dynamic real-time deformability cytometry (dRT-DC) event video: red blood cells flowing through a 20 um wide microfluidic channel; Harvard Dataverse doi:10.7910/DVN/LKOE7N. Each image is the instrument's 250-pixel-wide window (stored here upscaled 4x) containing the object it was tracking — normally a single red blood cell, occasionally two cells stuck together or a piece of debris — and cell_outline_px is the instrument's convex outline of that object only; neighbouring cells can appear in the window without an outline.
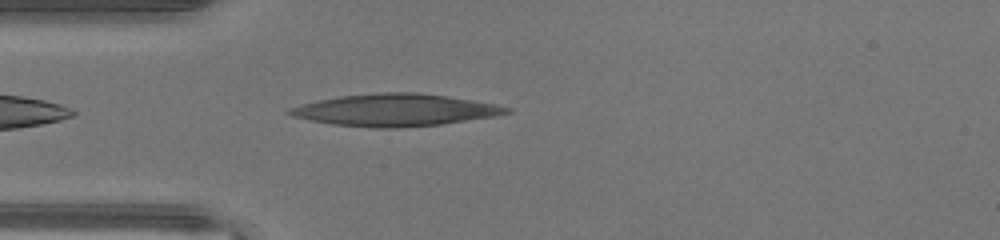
{"species": "human", "species_latin": "Homo sapiens", "temperature_condition": "warm", "stored_images_in_passage": 34, "camera_frame_rate_fps": 3000, "um_per_image_px": 0.085, "donor": {"sex": "male"}, "frame": {"image": 1, "passage_image": 1, "time_ms": 0.0, "image_size_px": [1000, 240], "cell_outline_px": [[512, 112], [496, 116], [440, 124], [396, 128], [372, 128], [332, 124], [292, 116], [284, 112], [300, 104], [316, 100], [340, 96], [380, 92], [416, 92], [448, 96], [496, 104], [512, 108]], "centroid_in_image_um": [33.6, 9.35], "position_along_channel_um": 51.4, "area_um2": 40.63}}
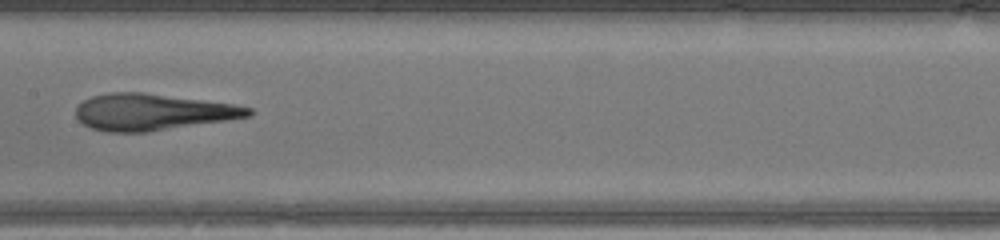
{"frame": {"image": 2, "passage_image": 11, "time_ms": 3.333, "image_size_px": [1000, 240], "cell_outline_px": [[252, 112], [248, 116], [228, 120], [148, 132], [108, 132], [92, 128], [84, 124], [76, 116], [76, 108], [84, 100], [92, 96], [108, 92], [144, 92], [232, 104], [252, 108]], "centroid_in_image_um": [12.94, 9.52], "position_along_channel_um": 194.5, "area_um2": 36.47}}
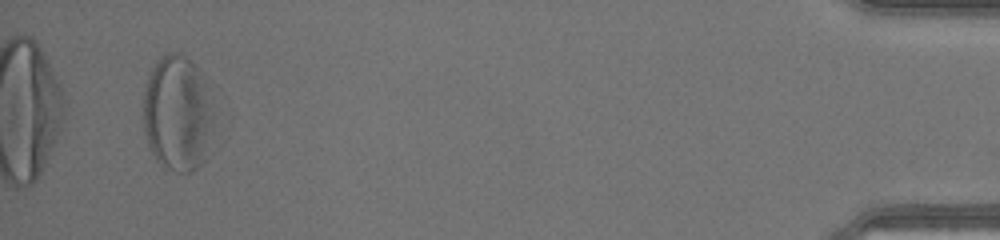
{"frame": {"image": 3, "passage_image": 32, "time_ms": 10.333, "image_size_px": [1000, 240], "cell_outline_px": [[220, 116], [204, 160], [192, 172], [176, 172], [164, 168], [156, 160], [148, 144], [144, 128], [144, 92], [148, 76], [152, 68], [168, 52], [176, 52], [184, 56], [196, 68]], "centroid_in_image_um": [15.16, 9.71], "position_along_channel_um": 420.0, "area_um2": 48.26}}